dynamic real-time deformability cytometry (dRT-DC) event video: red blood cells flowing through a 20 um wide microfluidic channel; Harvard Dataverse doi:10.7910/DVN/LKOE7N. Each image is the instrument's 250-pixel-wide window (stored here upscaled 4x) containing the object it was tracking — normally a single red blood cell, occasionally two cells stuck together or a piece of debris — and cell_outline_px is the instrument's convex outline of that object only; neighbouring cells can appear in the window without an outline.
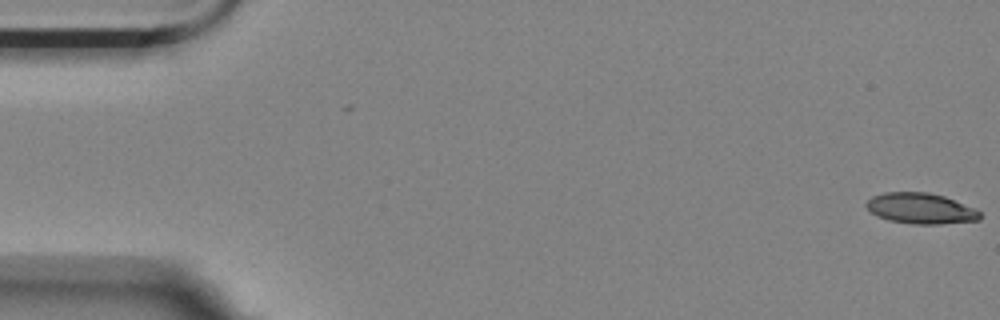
{"species": "Egyptian fruit bat (a non-hibernating species)", "species_latin": "Rousettus aegyptiacus", "temperature_condition": "room temperature", "stored_images_in_passage": 50, "camera_frame_rate_fps": 3000, "um_per_image_px": 0.085, "animal": {"sex": "female"}, "frame": {"image": 1, "passage_image": 1, "time_ms": 0.0, "image_size_px": [1000, 320], "cell_outline_px": [[980, 220], [940, 224], [912, 224], [888, 220], [876, 216], [864, 204], [872, 196], [884, 192], [928, 192], [944, 196], [976, 208], [980, 212]], "centroid_in_image_um": [78.26, 17.71], "position_along_channel_um": 6.7, "area_um2": 20.46}}
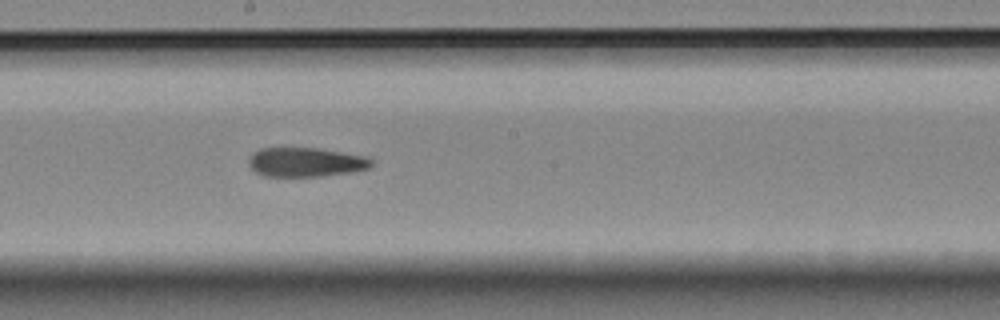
{"frame": {"image": 2, "passage_image": 31, "time_ms": 10.0, "image_size_px": [1000, 320], "cell_outline_px": [[372, 164], [368, 168], [352, 172], [320, 176], [264, 176], [256, 172], [248, 164], [248, 160], [260, 148], [320, 148], [368, 156], [372, 160]], "centroid_in_image_um": [26.03, 13.78], "position_along_channel_um": 222.2, "area_um2": 20.87}}
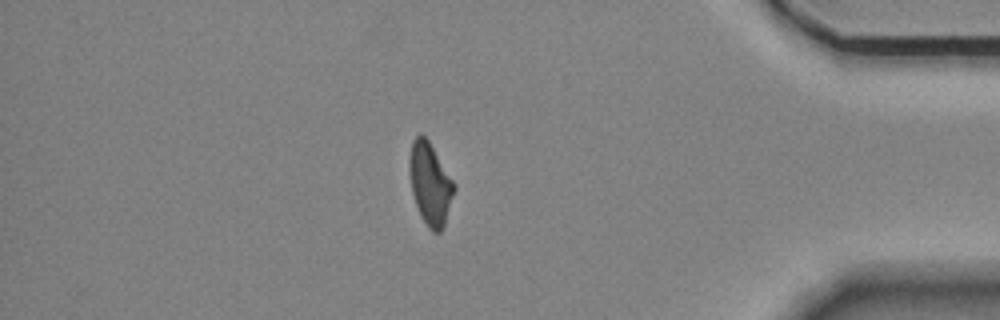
{"frame": {"image": 3, "passage_image": 49, "time_ms": 16.0, "image_size_px": [1000, 320], "cell_outline_px": [[456, 188], [444, 224], [440, 232], [432, 232], [428, 228], [416, 204], [412, 192], [408, 168], [412, 140], [420, 132], [428, 140], [456, 184]], "centroid_in_image_um": [36.56, 15.59], "position_along_channel_um": 398.6, "area_um2": 21.21}}